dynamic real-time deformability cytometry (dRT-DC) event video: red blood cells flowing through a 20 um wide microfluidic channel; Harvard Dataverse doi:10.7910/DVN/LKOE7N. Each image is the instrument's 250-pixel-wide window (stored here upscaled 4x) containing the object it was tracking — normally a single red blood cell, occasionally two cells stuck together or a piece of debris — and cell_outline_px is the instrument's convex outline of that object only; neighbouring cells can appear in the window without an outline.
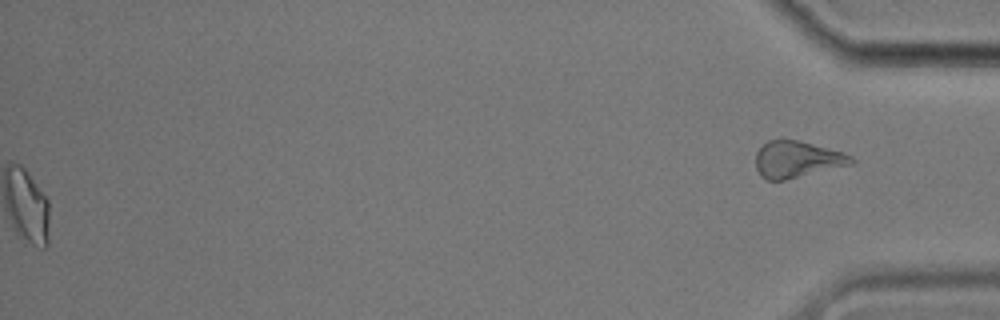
{"species": "common noctule bat (a hibernating species)", "species_latin": "Nyctalus noctula", "temperature_condition": "cold", "stored_images_in_passage": 57, "segment_of_instrument_passage": [2, 2], "camera_frame_rate_fps": 3000, "um_per_image_px": 0.085, "animal": {"sex": "male", "body_mass_g": 17.9}, "frame": {"image": 1, "passage_image": 57, "time_ms": 18.667, "image_size_px": [1000, 320], "cell_outline_px": [[856, 160], [852, 164], [784, 180], [768, 180], [760, 176], [756, 168], [756, 152], [768, 140], [796, 140], [844, 152], [852, 156]], "centroid_in_image_um": [67.75, 13.55], "position_along_channel_um": 367.5, "area_um2": 20.17}}